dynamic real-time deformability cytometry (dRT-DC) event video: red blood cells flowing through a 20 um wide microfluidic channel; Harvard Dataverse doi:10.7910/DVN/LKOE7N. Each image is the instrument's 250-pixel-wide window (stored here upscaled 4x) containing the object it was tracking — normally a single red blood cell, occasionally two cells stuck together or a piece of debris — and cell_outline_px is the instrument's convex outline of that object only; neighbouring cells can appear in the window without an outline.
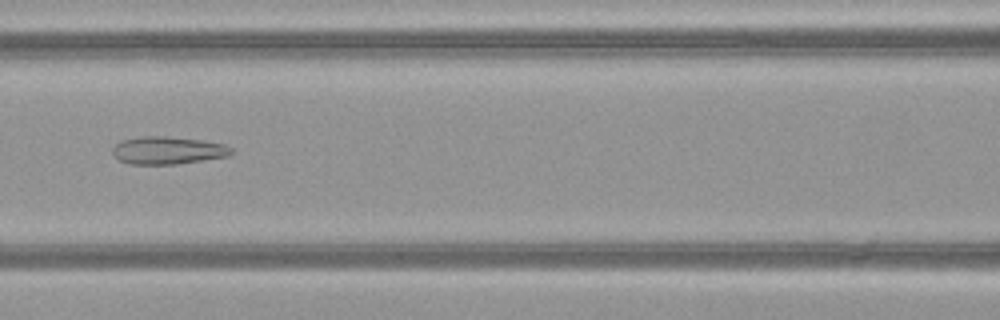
{"species": "common noctule bat (a hibernating species)", "species_latin": "Nyctalus noctula", "temperature_condition": "warm", "stored_images_in_passage": 36, "camera_frame_rate_fps": 3000, "um_per_image_px": 0.085, "animal": {"sex": "female", "body_mass_g": 21.9}, "frame": {"image": 1, "passage_image": 8, "time_ms": 2.333, "image_size_px": [1000, 320], "cell_outline_px": [[232, 152], [228, 156], [176, 164], [128, 164], [112, 156], [112, 148], [116, 144], [124, 140], [140, 136], [164, 136], [200, 140], [224, 144], [232, 148]], "centroid_in_image_um": [14.22, 12.78], "position_along_channel_um": 152.4, "area_um2": 19.02}}
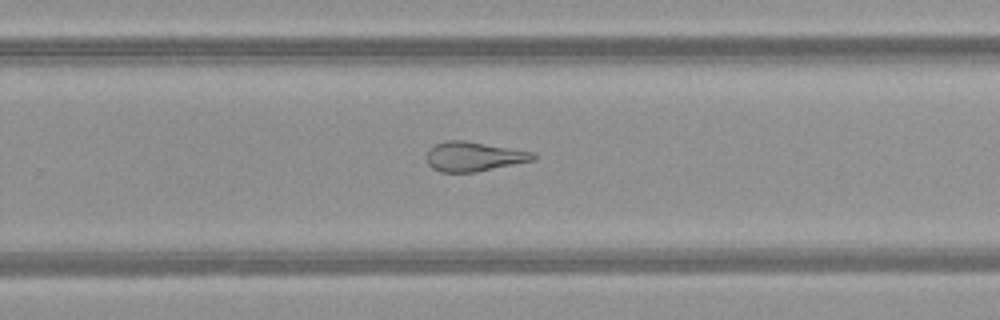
{"frame": {"image": 2, "passage_image": 18, "time_ms": 5.667, "image_size_px": [1000, 320], "cell_outline_px": [[536, 160], [476, 172], [440, 172], [432, 168], [428, 164], [428, 148], [444, 140], [464, 140], [536, 152]], "centroid_in_image_um": [40.3, 13.3], "position_along_channel_um": 289.5, "area_um2": 18.5}}
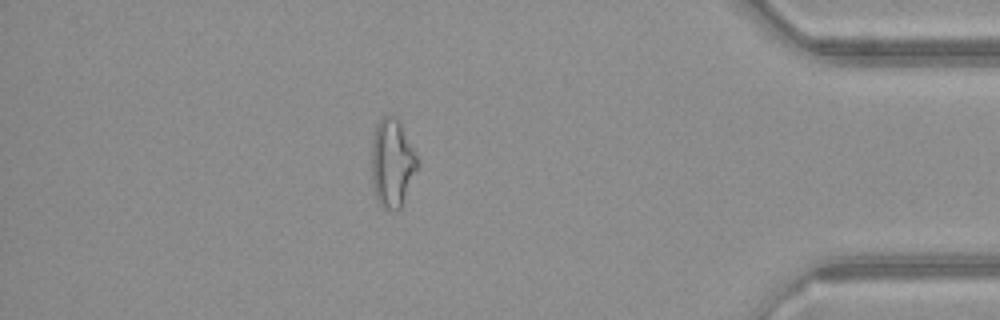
{"frame": {"image": 3, "passage_image": 29, "time_ms": 9.333, "image_size_px": [1000, 320], "cell_outline_px": [[420, 164], [400, 208], [396, 212], [392, 212], [384, 208], [376, 200], [372, 184], [372, 136], [376, 124], [384, 116], [396, 116]], "centroid_in_image_um": [33.32, 13.9], "position_along_channel_um": 401.9, "area_um2": 23.52}}